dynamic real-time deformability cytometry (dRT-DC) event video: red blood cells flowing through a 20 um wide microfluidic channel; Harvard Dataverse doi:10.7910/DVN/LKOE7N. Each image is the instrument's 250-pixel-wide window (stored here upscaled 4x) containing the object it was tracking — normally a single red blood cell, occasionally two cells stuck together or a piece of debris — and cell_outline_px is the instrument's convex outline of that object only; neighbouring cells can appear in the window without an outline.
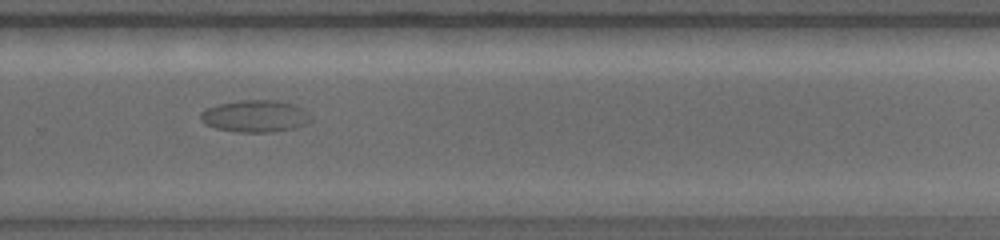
{"species": "common noctule bat (a hibernating species)", "species_latin": "Nyctalus noctula", "temperature_condition": "warm", "stored_images_in_passage": 20, "camera_frame_rate_fps": 5000, "um_per_image_px": 0.085, "animal": {"sex": "female", "body_mass_g": 19.0, "forearm_length_mm": 56.7}, "frame": {"image": 1, "passage_image": 15, "time_ms": 5.2, "image_size_px": [1000, 240], "cell_outline_px": [[312, 120], [308, 124], [296, 128], [272, 132], [236, 132], [216, 128], [204, 124], [200, 120], [200, 112], [208, 108], [220, 104], [240, 100], [272, 100], [296, 104], [308, 112], [312, 116]], "centroid_in_image_um": [21.73, 9.88], "position_along_channel_um": 308.1, "area_um2": 20.81}}
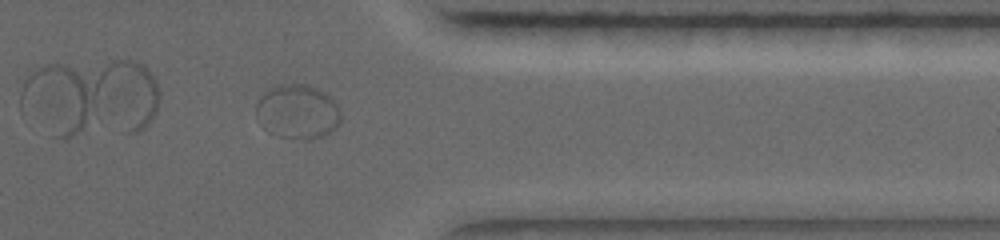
{"frame": {"image": 2, "passage_image": 17, "time_ms": 6.8, "image_size_px": [1000, 240], "cell_outline_px": [[340, 124], [336, 128], [324, 136], [308, 140], [300, 140], [276, 136], [268, 132], [256, 120], [256, 104], [260, 96], [268, 88], [276, 84], [308, 84], [324, 92], [336, 100], [340, 108]], "centroid_in_image_um": [25.29, 9.5], "position_along_channel_um": 386.1, "area_um2": 27.63}}